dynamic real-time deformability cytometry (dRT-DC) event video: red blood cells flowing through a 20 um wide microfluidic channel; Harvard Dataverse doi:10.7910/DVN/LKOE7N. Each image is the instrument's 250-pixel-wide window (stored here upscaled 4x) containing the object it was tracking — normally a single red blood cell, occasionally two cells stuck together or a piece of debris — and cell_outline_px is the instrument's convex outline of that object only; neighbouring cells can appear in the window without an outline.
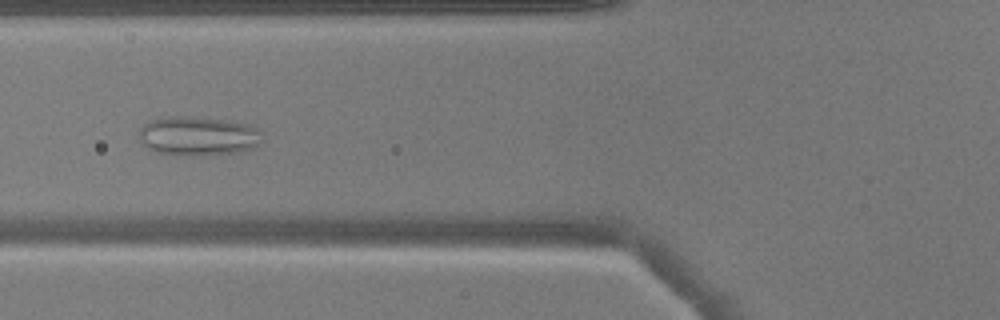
{"species": "common noctule bat (a hibernating species)", "species_latin": "Nyctalus noctula", "temperature_condition": "warm", "stored_images_in_passage": 52, "camera_frame_rate_fps": 3000, "um_per_image_px": 0.085, "animal": {"sex": "male", "body_mass_g": 17.9}, "frame": {"image": 1, "passage_image": 21, "time_ms": 6.667, "image_size_px": [1000, 320], "cell_outline_px": [[264, 140], [256, 148], [236, 152], [156, 152], [148, 148], [140, 140], [140, 128], [144, 124], [160, 116], [184, 116], [232, 120], [248, 124], [264, 132]], "centroid_in_image_um": [16.93, 11.48], "position_along_channel_um": 108.9, "area_um2": 27.4}}
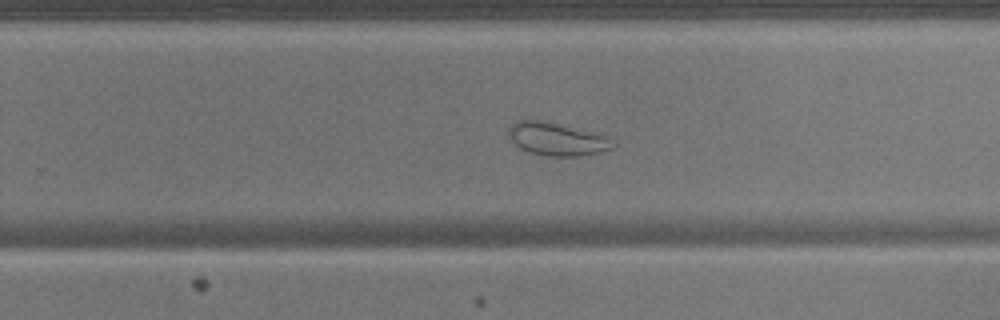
{"frame": {"image": 2, "passage_image": 34, "time_ms": 11.0, "image_size_px": [1000, 320], "cell_outline_px": [[616, 144], [612, 148], [600, 152], [580, 156], [548, 156], [532, 152], [520, 148], [508, 136], [508, 128], [516, 120], [540, 120], [608, 136]], "centroid_in_image_um": [47.33, 11.82], "position_along_channel_um": 282.5, "area_um2": 19.71}}
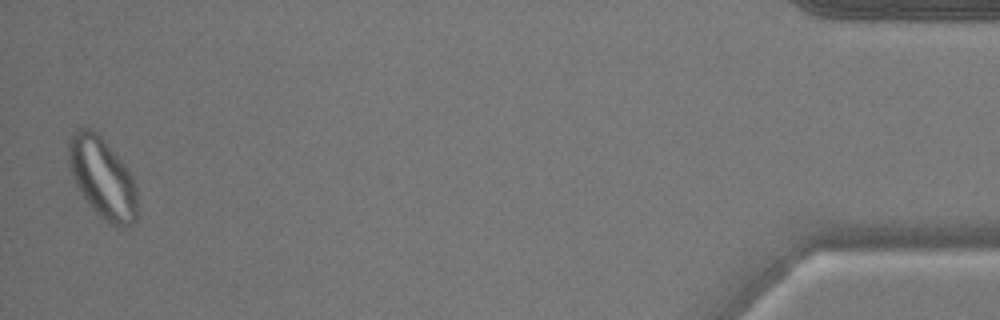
{"frame": {"image": 3, "passage_image": 51, "time_ms": 16.667, "image_size_px": [1000, 320], "cell_outline_px": [[136, 220], [132, 224], [124, 228], [116, 228], [104, 220], [88, 204], [80, 192], [72, 176], [68, 164], [68, 140], [72, 132], [76, 128], [92, 128], [104, 140], [124, 164], [132, 176], [136, 184]], "centroid_in_image_um": [8.69, 15.13], "position_along_channel_um": 426.5, "area_um2": 32.48}}